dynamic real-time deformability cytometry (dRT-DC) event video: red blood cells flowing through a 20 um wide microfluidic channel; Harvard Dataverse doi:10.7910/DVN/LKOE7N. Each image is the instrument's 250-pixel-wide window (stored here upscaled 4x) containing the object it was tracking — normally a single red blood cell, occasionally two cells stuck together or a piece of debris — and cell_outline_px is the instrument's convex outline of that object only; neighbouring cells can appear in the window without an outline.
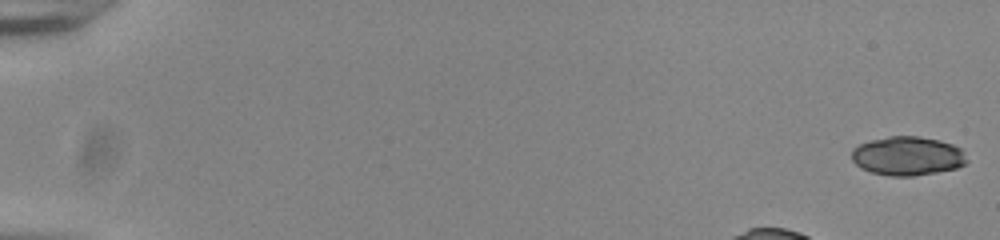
{"species": "common noctule bat (a hibernating species)", "species_latin": "Nyctalus noctula", "temperature_condition": "room temperature", "stored_images_in_passage": 25, "camera_frame_rate_fps": 3000, "um_per_image_px": 0.085, "animal": {"sex": "male", "body_mass_g": 20.0, "forearm_length_mm": 53.3}, "frame": {"image": 1, "passage_image": 1, "time_ms": 0.0, "image_size_px": [1000, 240], "cell_outline_px": [[968, 160], [964, 164], [956, 168], [936, 172], [912, 176], [888, 176], [872, 172], [860, 168], [852, 160], [852, 148], [860, 144], [872, 140], [888, 136], [920, 136], [940, 140], [952, 144], [960, 148], [964, 152]], "centroid_in_image_um": [77.14, 13.25], "position_along_channel_um": 7.9, "area_um2": 26.18}}